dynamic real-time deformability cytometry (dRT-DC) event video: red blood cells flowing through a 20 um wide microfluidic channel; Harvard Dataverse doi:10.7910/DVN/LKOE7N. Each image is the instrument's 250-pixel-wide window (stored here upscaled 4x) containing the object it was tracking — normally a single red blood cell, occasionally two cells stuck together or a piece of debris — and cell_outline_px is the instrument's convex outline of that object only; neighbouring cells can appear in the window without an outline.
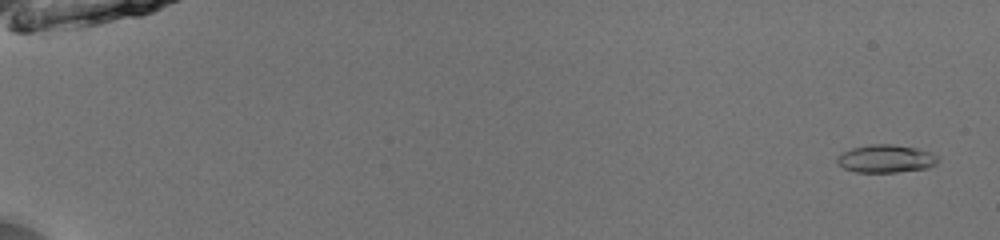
{"species": "common noctule bat (a hibernating species)", "species_latin": "Nyctalus noctula", "temperature_condition": "room temperature", "stored_images_in_passage": 54, "camera_frame_rate_fps": 3000, "um_per_image_px": 0.085, "animal": {"sex": "male", "body_mass_g": 13.0, "forearm_length_mm": 53.1}, "frame": {"image": 1, "passage_image": 3, "time_ms": 0.667, "image_size_px": [1000, 240], "cell_outline_px": [[940, 160], [936, 164], [928, 168], [896, 172], [856, 172], [844, 168], [836, 164], [836, 156], [852, 148], [872, 144], [892, 144], [916, 148], [928, 152], [936, 156]], "centroid_in_image_um": [75.27, 13.49], "position_along_channel_um": 9.7, "area_um2": 16.36}}
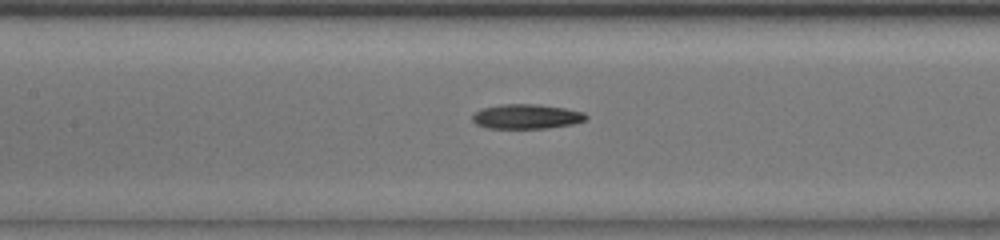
{"frame": {"image": 2, "passage_image": 28, "time_ms": 9.0, "image_size_px": [1000, 240], "cell_outline_px": [[588, 116], [584, 120], [572, 124], [548, 128], [484, 128], [476, 124], [472, 120], [472, 116], [476, 112], [484, 108], [500, 104], [536, 104], [564, 108], [584, 112]], "centroid_in_image_um": [44.74, 9.9], "position_along_channel_um": 162.7, "area_um2": 16.24}}
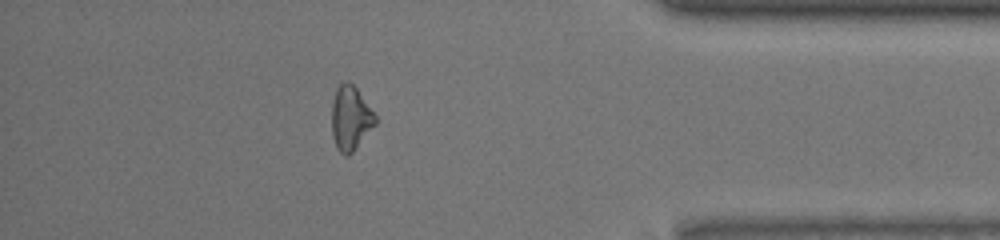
{"frame": {"image": 3, "passage_image": 48, "time_ms": 15.667, "image_size_px": [1000, 240], "cell_outline_px": [[376, 124], [352, 152], [348, 156], [344, 156], [336, 148], [332, 136], [332, 100], [336, 88], [344, 80], [348, 80], [356, 88], [376, 116]], "centroid_in_image_um": [29.77, 10.04], "position_along_channel_um": 405.4, "area_um2": 16.3}}